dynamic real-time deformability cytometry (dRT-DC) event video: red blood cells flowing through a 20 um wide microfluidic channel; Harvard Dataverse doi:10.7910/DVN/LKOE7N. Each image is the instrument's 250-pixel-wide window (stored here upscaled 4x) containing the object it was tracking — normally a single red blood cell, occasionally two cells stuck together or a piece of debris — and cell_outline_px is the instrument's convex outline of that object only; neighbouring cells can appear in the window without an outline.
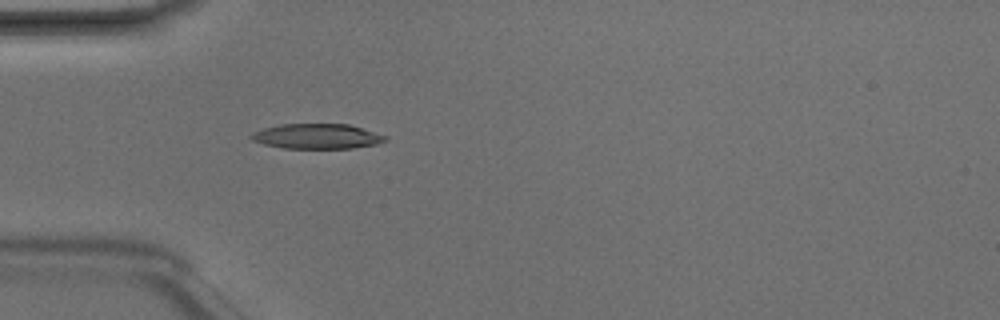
{"species": "Egyptian fruit bat (a non-hibernating species)", "species_latin": "Rousettus aegyptiacus", "temperature_condition": "room temperature", "stored_images_in_passage": 3, "camera_frame_rate_fps": 3000, "um_per_image_px": 0.085, "animal": {"sex": "male"}, "frame": {"image": 1, "passage_image": 3, "time_ms": 0.667, "image_size_px": [1000, 320], "cell_outline_px": [[388, 140], [376, 144], [352, 148], [284, 148], [264, 144], [252, 140], [248, 136], [252, 132], [264, 128], [280, 124], [348, 124], [388, 136]], "centroid_in_image_um": [26.94, 11.58], "position_along_channel_um": 58.1, "area_um2": 19.54}}